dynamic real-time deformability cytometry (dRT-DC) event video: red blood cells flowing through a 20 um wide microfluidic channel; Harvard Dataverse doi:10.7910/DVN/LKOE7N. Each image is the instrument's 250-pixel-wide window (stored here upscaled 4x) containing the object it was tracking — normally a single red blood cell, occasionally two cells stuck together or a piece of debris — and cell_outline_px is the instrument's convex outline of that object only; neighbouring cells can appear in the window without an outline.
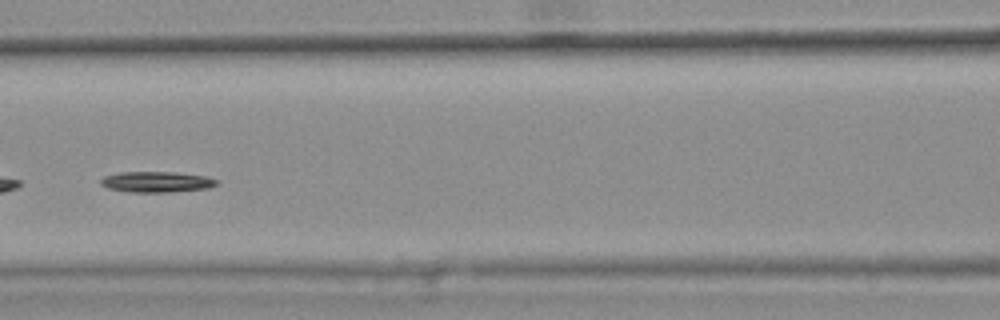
{"species": "common noctule bat (a hibernating species)", "species_latin": "Nyctalus noctula", "temperature_condition": "warm", "stored_images_in_passage": 8, "camera_frame_rate_fps": 3000, "um_per_image_px": 0.085, "animal": {"sex": "female", "body_mass_g": 25.1}, "frame": {"image": 1, "passage_image": 5, "time_ms": 1.333, "image_size_px": [1000, 320], "cell_outline_px": [[220, 180], [216, 184], [208, 188], [168, 192], [128, 192], [108, 188], [100, 184], [100, 180], [104, 176], [120, 172], [172, 172], [208, 176]], "centroid_in_image_um": [13.31, 15.46], "position_along_channel_um": 153.3, "area_um2": 14.05}}